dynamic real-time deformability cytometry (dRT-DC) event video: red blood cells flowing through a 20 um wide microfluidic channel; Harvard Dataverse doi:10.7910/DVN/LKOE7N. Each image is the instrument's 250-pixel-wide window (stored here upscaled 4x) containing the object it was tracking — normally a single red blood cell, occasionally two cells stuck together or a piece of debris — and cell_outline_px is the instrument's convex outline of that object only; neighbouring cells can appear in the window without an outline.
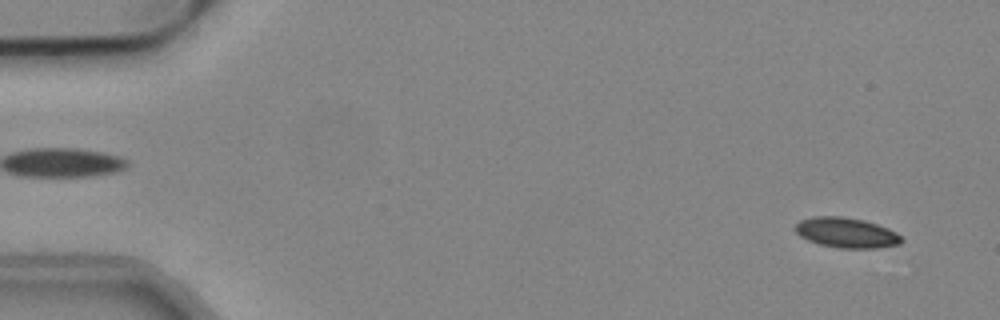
{"species": "common noctule bat (a hibernating species)", "species_latin": "Nyctalus noctula", "temperature_condition": "cold", "stored_images_in_passage": 17, "camera_frame_rate_fps": 3000, "um_per_image_px": 0.085, "animal": {"sex": "male", "body_mass_g": 19.2, "forearm_length_mm": 51.8}, "frame": {"image": 1, "passage_image": 3, "time_ms": 0.667, "image_size_px": [1000, 320], "cell_outline_px": [[904, 240], [900, 244], [876, 248], [840, 248], [820, 244], [808, 240], [800, 236], [796, 232], [796, 224], [800, 220], [812, 216], [840, 216], [864, 220], [888, 228], [896, 232]], "centroid_in_image_um": [71.95, 19.77], "position_along_channel_um": 13.1, "area_um2": 18.61}}